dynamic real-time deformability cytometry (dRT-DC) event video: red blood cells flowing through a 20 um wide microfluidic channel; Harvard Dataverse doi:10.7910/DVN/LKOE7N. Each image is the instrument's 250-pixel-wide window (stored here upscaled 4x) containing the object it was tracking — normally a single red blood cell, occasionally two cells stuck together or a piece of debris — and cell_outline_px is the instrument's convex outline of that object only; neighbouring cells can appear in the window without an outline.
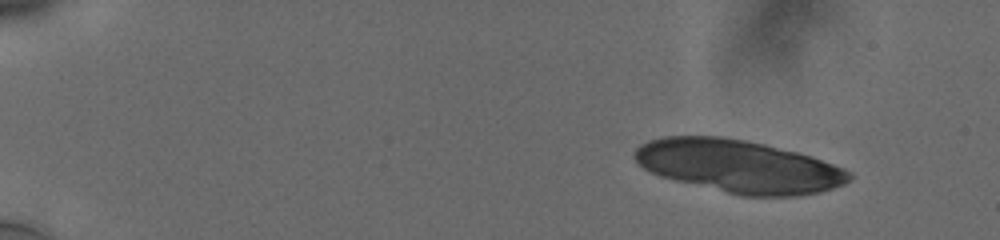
{"species": "human", "species_latin": "Homo sapiens", "temperature_condition": "cold", "stored_images_in_passage": 15, "camera_frame_rate_fps": 3000, "um_per_image_px": 0.085, "donor": {"sex": "male"}, "frame": {"image": 1, "passage_image": 1, "time_ms": 0.0, "image_size_px": [1000, 240], "cell_outline_px": [[852, 176], [844, 184], [832, 188], [816, 192], [796, 196], [740, 196], [660, 176], [644, 168], [636, 160], [636, 148], [640, 144], [648, 140], [664, 136], [724, 136], [764, 144], [796, 152], [832, 164], [848, 172]], "centroid_in_image_um": [62.74, 14.13], "position_along_channel_um": 22.3, "area_um2": 65.14}}